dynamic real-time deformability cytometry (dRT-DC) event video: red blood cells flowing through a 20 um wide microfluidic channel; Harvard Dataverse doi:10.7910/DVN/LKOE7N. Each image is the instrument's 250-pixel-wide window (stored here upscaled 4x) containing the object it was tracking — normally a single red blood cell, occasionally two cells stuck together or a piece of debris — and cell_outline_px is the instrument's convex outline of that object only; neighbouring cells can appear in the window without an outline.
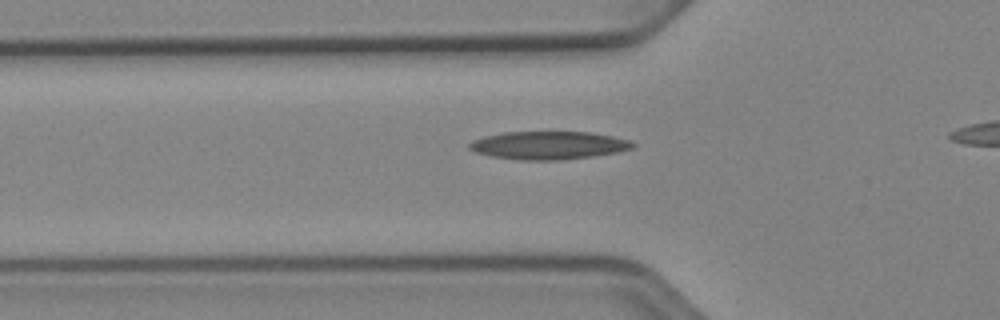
{"species": "Egyptian fruit bat (a non-hibernating species)", "species_latin": "Rousettus aegyptiacus", "temperature_condition": "cold", "stored_images_in_passage": 39, "camera_frame_rate_fps": 3000, "um_per_image_px": 0.085, "animal": {"sex": "female"}, "frame": {"image": 1, "passage_image": 12, "time_ms": 3.667, "image_size_px": [1000, 320], "cell_outline_px": [[636, 144], [632, 148], [616, 152], [592, 156], [560, 160], [520, 160], [492, 156], [476, 152], [468, 148], [468, 144], [472, 140], [484, 136], [504, 132], [592, 132], [612, 136], [628, 140]], "centroid_in_image_um": [46.6, 12.35], "position_along_channel_um": 79.2, "area_um2": 26.59}}
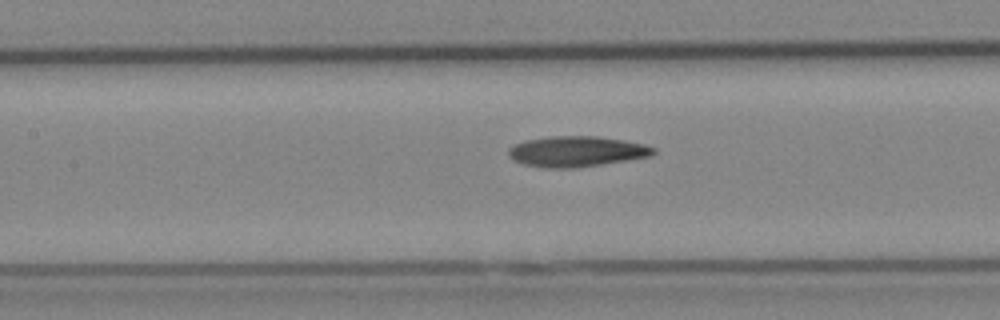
{"frame": {"image": 2, "passage_image": 18, "time_ms": 5.667, "image_size_px": [1000, 320], "cell_outline_px": [[656, 152], [648, 156], [628, 160], [576, 168], [544, 168], [524, 164], [512, 160], [508, 156], [508, 148], [524, 140], [548, 136], [596, 136], [624, 140], [644, 144], [656, 148]], "centroid_in_image_um": [48.97, 12.87], "position_along_channel_um": 158.4, "area_um2": 25.95}}
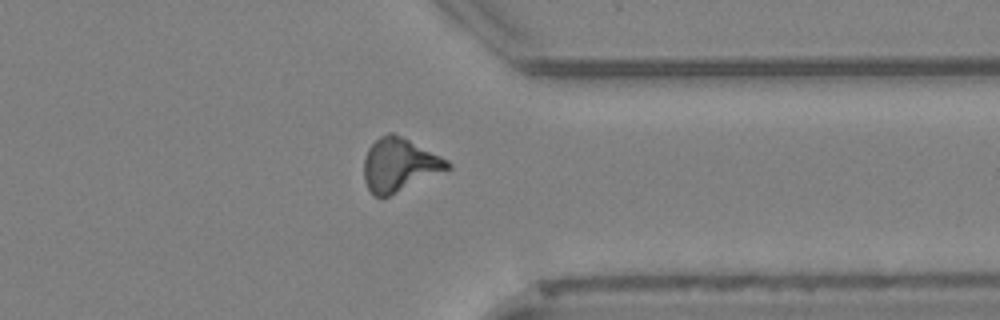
{"frame": {"image": 3, "passage_image": 35, "time_ms": 11.333, "image_size_px": [1000, 320], "cell_outline_px": [[452, 168], [388, 196], [372, 196], [364, 180], [364, 156], [368, 148], [380, 136], [388, 132], [392, 132], [448, 160], [452, 164]], "centroid_in_image_um": [33.93, 14.02], "position_along_channel_um": 377.5, "area_um2": 25.66}}